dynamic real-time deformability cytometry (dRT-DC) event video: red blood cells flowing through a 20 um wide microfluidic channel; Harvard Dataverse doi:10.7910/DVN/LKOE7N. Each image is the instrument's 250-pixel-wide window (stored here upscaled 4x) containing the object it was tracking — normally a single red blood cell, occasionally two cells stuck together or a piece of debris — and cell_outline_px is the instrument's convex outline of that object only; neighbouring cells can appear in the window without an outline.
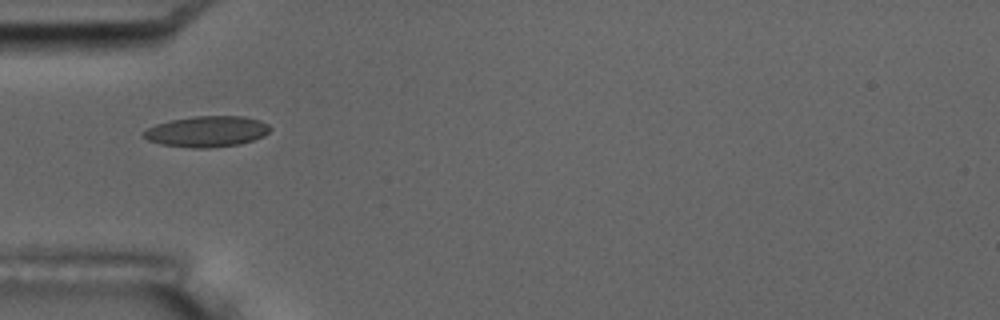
{"species": "common noctule bat (a hibernating species)", "species_latin": "Nyctalus noctula", "temperature_condition": "room temperature", "stored_images_in_passage": 17, "camera_frame_rate_fps": 3000, "um_per_image_px": 0.085, "animal": {"sex": "male", "body_mass_g": 17.5, "forearm_length_mm": 52.3}, "frame": {"image": 1, "passage_image": 6, "time_ms": 5.333, "image_size_px": [1000, 320], "cell_outline_px": [[272, 128], [264, 136], [240, 144], [208, 148], [192, 148], [160, 144], [148, 140], [140, 136], [140, 132], [156, 124], [172, 120], [196, 116], [244, 116], [260, 120], [268, 124]], "centroid_in_image_um": [17.57, 11.18], "position_along_channel_um": 67.4, "area_um2": 22.89}}
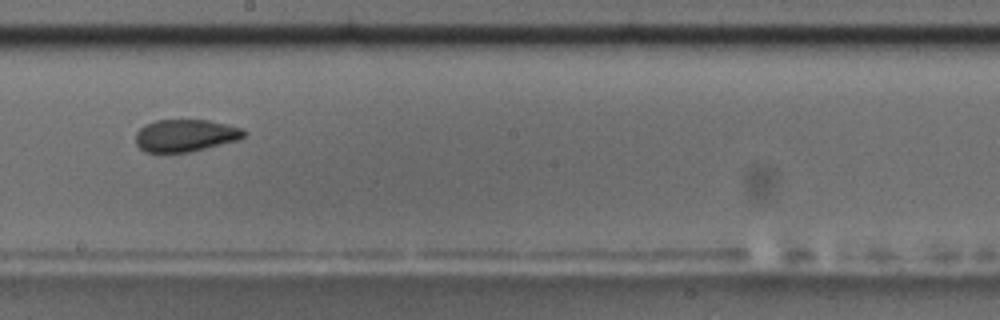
{"frame": {"image": 2, "passage_image": 10, "time_ms": 10.0, "image_size_px": [1000, 320], "cell_outline_px": [[244, 136], [240, 140], [188, 152], [144, 152], [136, 144], [136, 132], [144, 124], [156, 120], [208, 120], [240, 128], [244, 132]], "centroid_in_image_um": [15.71, 11.52], "position_along_channel_um": 232.5, "area_um2": 20.23}, "authors_computed_cell_mechanics": {"area_um2": 20.8658, "velocity_mm_per_s": 3.5465, "shape_relaxation_time_tau1_ms": 4.4345, "shape_relaxation_time_tau2_ms": 1.5264, "deformation_change_tau1": 0.1004, "deformation_change_tau2": 0.0419}}